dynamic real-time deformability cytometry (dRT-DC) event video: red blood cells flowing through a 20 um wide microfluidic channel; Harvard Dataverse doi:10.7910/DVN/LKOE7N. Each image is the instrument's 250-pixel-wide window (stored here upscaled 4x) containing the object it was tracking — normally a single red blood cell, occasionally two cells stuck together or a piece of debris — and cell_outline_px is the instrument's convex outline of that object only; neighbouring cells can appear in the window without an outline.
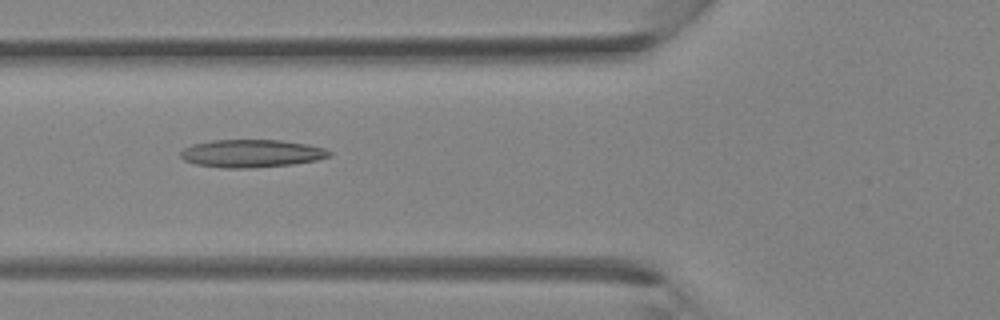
{"species": "Egyptian fruit bat (a non-hibernating species)", "species_latin": "Rousettus aegyptiacus", "temperature_condition": "room temperature", "stored_images_in_passage": 32, "camera_frame_rate_fps": 3000, "um_per_image_px": 0.085, "animal": {"sex": "female"}, "frame": {"image": 1, "passage_image": 9, "time_ms": 2.667, "image_size_px": [1000, 320], "cell_outline_px": [[332, 156], [316, 160], [292, 164], [252, 168], [224, 168], [196, 164], [184, 160], [180, 156], [180, 152], [184, 148], [192, 144], [212, 140], [280, 140], [308, 144], [324, 148], [332, 152]], "centroid_in_image_um": [21.39, 13.04], "position_along_channel_um": 104.4, "area_um2": 24.16}}
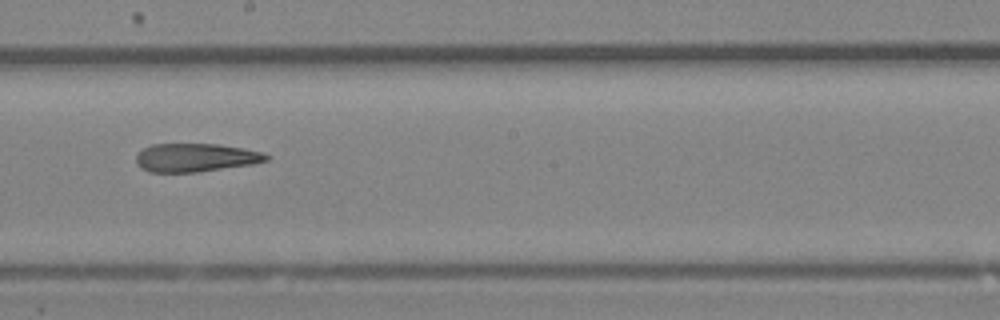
{"frame": {"image": 2, "passage_image": 16, "time_ms": 5.0, "image_size_px": [1000, 320], "cell_outline_px": [[272, 156], [268, 160], [252, 164], [196, 172], [148, 172], [140, 168], [136, 164], [136, 156], [144, 148], [152, 144], [220, 144], [244, 148], [264, 152]], "centroid_in_image_um": [16.65, 13.39], "position_along_channel_um": 231.6, "area_um2": 21.68}}
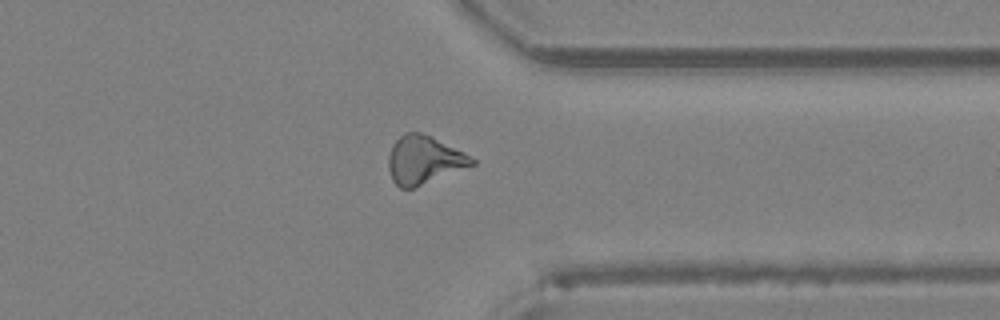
{"frame": {"image": 3, "passage_image": 24, "time_ms": 7.667, "image_size_px": [1000, 320], "cell_outline_px": [[476, 164], [412, 188], [400, 188], [392, 180], [388, 168], [388, 156], [392, 144], [404, 132], [420, 132], [432, 136], [464, 152], [476, 160]], "centroid_in_image_um": [36.02, 13.58], "position_along_channel_um": 375.4, "area_um2": 23.35}}